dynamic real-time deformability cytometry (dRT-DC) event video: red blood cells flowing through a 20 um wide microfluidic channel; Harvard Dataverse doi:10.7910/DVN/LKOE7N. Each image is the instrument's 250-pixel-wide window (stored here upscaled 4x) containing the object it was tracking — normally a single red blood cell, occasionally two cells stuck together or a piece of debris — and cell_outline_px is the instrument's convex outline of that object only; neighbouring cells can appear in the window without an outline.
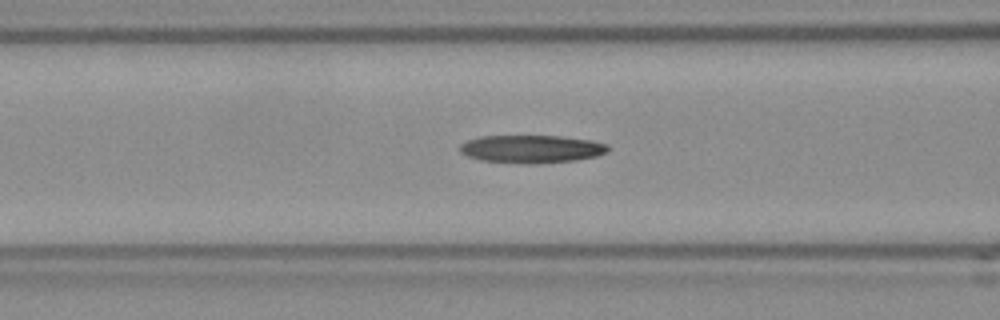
{"species": "Egyptian fruit bat (a non-hibernating species)", "species_latin": "Rousettus aegyptiacus", "temperature_condition": "room temperature", "stored_images_in_passage": 44, "camera_frame_rate_fps": 3000, "um_per_image_px": 0.085, "frame": {"image": 1, "passage_image": 19, "time_ms": 6.0, "image_size_px": [1000, 320], "cell_outline_px": [[612, 148], [608, 152], [596, 156], [576, 160], [480, 160], [468, 156], [460, 152], [460, 144], [468, 140], [480, 136], [564, 136], [592, 140], [608, 144]], "centroid_in_image_um": [45.25, 12.59], "position_along_channel_um": 121.4, "area_um2": 22.83}}